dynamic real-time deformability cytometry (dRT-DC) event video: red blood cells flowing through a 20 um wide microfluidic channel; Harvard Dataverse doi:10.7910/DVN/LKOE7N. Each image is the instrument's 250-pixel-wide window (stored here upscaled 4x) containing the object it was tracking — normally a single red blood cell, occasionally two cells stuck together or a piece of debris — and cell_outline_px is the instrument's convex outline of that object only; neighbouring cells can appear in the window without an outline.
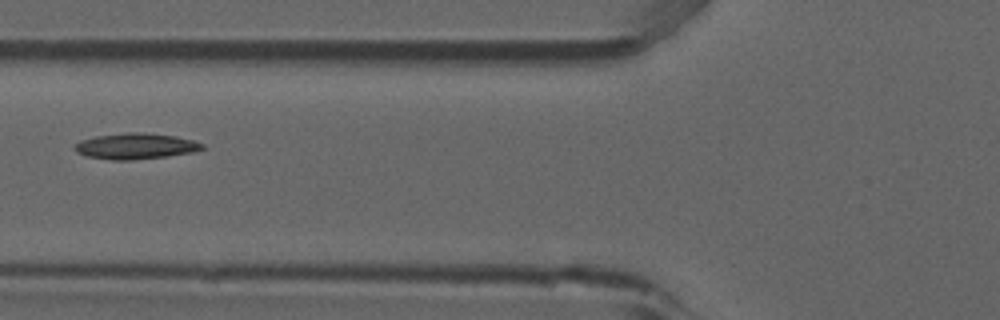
{"species": "common noctule bat (a hibernating species)", "species_latin": "Nyctalus noctula", "temperature_condition": "room temperature", "stored_images_in_passage": 6, "camera_frame_rate_fps": 3000, "um_per_image_px": 0.085, "animal": {"sex": "male", "forearm_length_mm": 52.5}, "frame": {"image": 1, "passage_image": 6, "time_ms": 1.667, "image_size_px": [1000, 320], "cell_outline_px": [[204, 148], [196, 152], [168, 156], [132, 160], [112, 160], [84, 156], [76, 152], [72, 148], [80, 140], [96, 136], [128, 132], [136, 132], [176, 136], [192, 140], [204, 144]], "centroid_in_image_um": [11.51, 12.43], "position_along_channel_um": 114.3, "area_um2": 19.36}}